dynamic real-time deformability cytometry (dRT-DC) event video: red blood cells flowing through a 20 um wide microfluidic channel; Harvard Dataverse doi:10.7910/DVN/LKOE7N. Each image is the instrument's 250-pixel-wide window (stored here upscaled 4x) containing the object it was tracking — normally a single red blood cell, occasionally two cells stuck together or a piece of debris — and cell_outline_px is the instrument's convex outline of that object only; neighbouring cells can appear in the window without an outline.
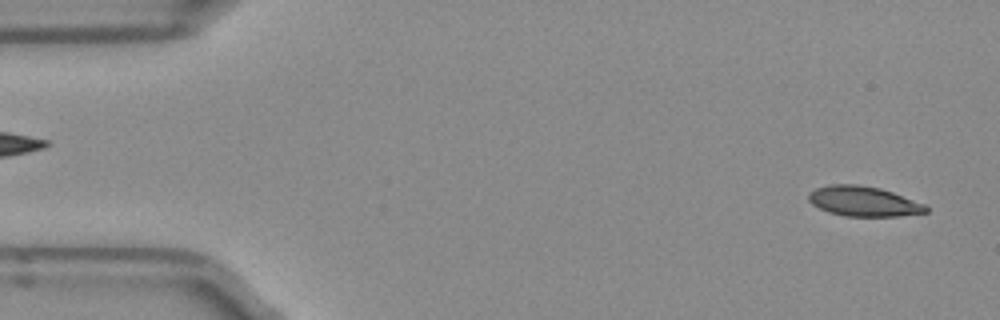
{"species": "Egyptian fruit bat (a non-hibernating species)", "species_latin": "Rousettus aegyptiacus", "temperature_condition": "room temperature", "stored_images_in_passage": 50, "camera_frame_rate_fps": 3000, "um_per_image_px": 0.085, "frame": {"image": 1, "passage_image": 2, "time_ms": 0.333, "image_size_px": [1000, 320], "cell_outline_px": [[928, 212], [896, 216], [844, 216], [828, 212], [812, 204], [808, 200], [808, 192], [816, 188], [828, 184], [856, 184], [880, 188], [892, 192], [924, 204], [928, 208]], "centroid_in_image_um": [73.35, 17.1], "position_along_channel_um": 11.6, "area_um2": 20.46}}
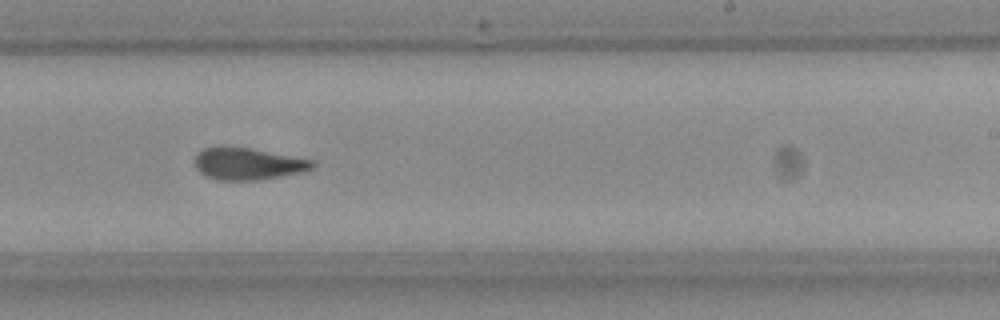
{"frame": {"image": 2, "passage_image": 30, "time_ms": 9.667, "image_size_px": [1000, 320], "cell_outline_px": [[316, 164], [312, 168], [300, 172], [260, 180], [216, 180], [200, 172], [196, 168], [196, 156], [204, 148], [248, 148], [316, 160]], "centroid_in_image_um": [21.13, 13.94], "position_along_channel_um": 267.9, "area_um2": 21.39}}
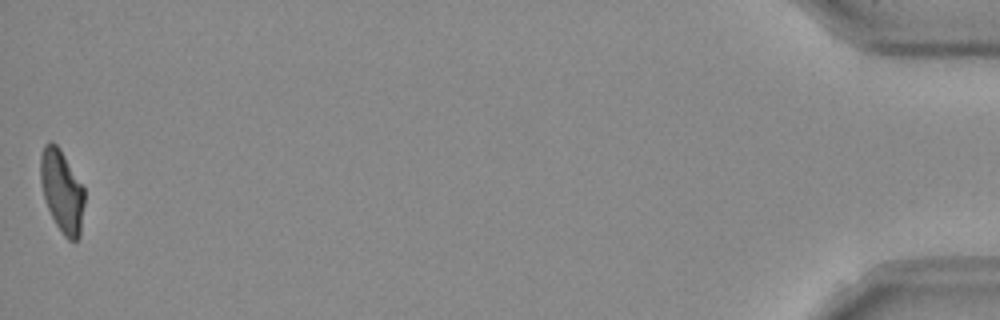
{"frame": {"image": 3, "passage_image": 50, "time_ms": 16.333, "image_size_px": [1000, 320], "cell_outline_px": [[84, 204], [80, 236], [76, 240], [68, 240], [64, 236], [56, 224], [48, 208], [44, 196], [40, 180], [40, 156], [44, 144], [52, 140], [60, 148], [84, 188]], "centroid_in_image_um": [5.26, 16.22], "position_along_channel_um": 429.9, "area_um2": 21.04}, "authors_computed_cell_mechanics": {"area_um2": 21.7617, "velocity_mm_per_s": 3.9591, "shape_relaxation_time_tau1_ms": 5.597, "shape_relaxation_time_tau2_ms": 2.4936, "deformation_change_tau1": 0.1764, "deformation_change_tau2": 0.0913}}